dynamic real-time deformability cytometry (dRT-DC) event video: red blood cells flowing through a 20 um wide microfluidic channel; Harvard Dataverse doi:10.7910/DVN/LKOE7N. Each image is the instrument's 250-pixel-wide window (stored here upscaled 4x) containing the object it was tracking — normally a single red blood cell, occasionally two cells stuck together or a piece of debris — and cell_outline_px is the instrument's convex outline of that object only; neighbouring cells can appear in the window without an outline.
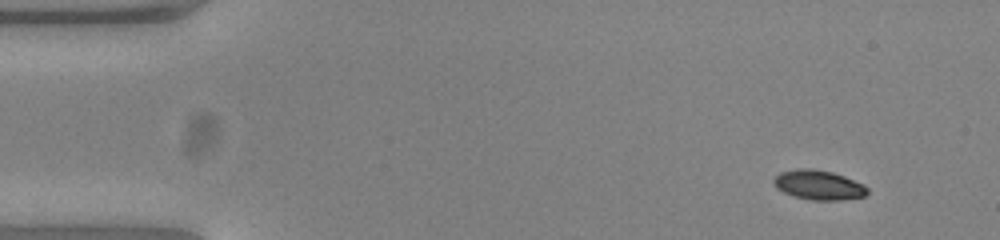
{"species": "common noctule bat (a hibernating species)", "species_latin": "Nyctalus noctula", "temperature_condition": "warm", "stored_images_in_passage": 49, "camera_frame_rate_fps": 3000, "um_per_image_px": 0.085, "animal": {"sex": "female", "body_mass_g": 23.0, "forearm_length_mm": 53.4}, "frame": {"image": 1, "passage_image": 1, "time_ms": 0.0, "image_size_px": [1000, 240], "cell_outline_px": [[868, 192], [864, 196], [840, 200], [812, 200], [796, 196], [784, 192], [776, 188], [772, 180], [780, 172], [800, 168], [812, 168], [832, 172], [844, 176], [864, 184], [868, 188]], "centroid_in_image_um": [69.59, 15.71], "position_along_channel_um": 15.4, "area_um2": 16.07}}
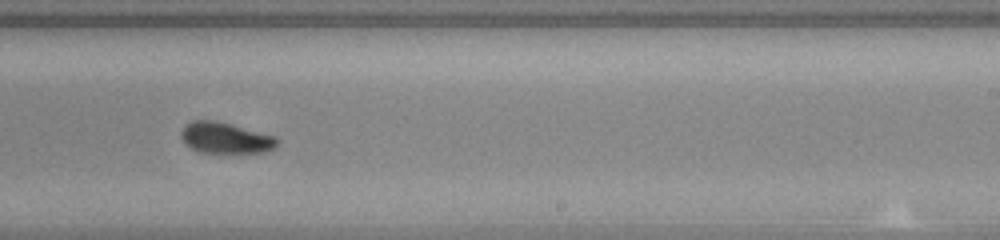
{"frame": {"image": 2, "passage_image": 29, "time_ms": 9.333, "image_size_px": [1000, 240], "cell_outline_px": [[280, 140], [276, 148], [264, 152], [200, 152], [192, 148], [180, 136], [180, 132], [192, 120], [216, 120], [276, 136]], "centroid_in_image_um": [19.22, 11.71], "position_along_channel_um": 269.8, "area_um2": 17.22}}
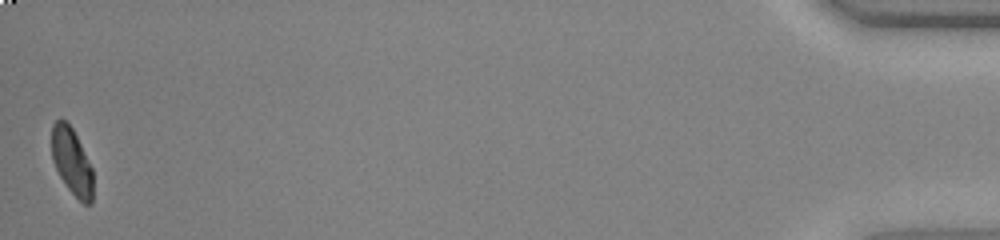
{"frame": {"image": 3, "passage_image": 49, "time_ms": 16.0, "image_size_px": [1000, 240], "cell_outline_px": [[92, 204], [84, 204], [68, 188], [60, 176], [52, 160], [52, 124], [56, 120], [64, 120], [72, 128], [92, 168]], "centroid_in_image_um": [6.09, 13.73], "position_along_channel_um": 429.1, "area_um2": 15.66}, "authors_computed_cell_mechanics": {"area_um2": 17.3978, "velocity_mm_per_s": 3.8715, "shape_relaxation_time_tau1_ms": 3.0108, "shape_relaxation_time_tau2_ms": 2.1158, "deformation_change_tau1": 0.1424, "deformation_change_tau2": 0.0597}}